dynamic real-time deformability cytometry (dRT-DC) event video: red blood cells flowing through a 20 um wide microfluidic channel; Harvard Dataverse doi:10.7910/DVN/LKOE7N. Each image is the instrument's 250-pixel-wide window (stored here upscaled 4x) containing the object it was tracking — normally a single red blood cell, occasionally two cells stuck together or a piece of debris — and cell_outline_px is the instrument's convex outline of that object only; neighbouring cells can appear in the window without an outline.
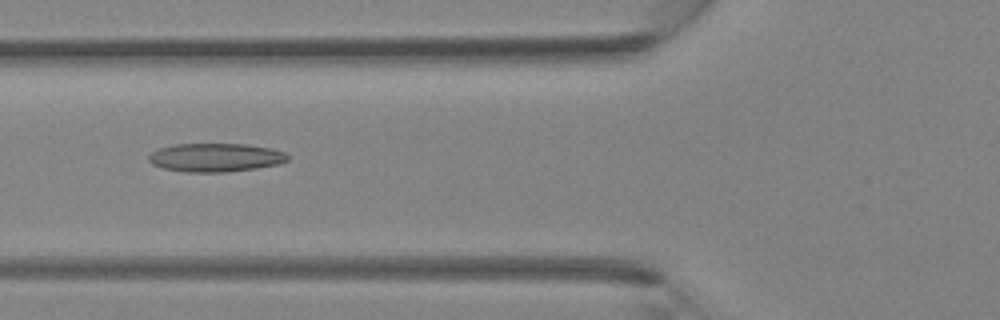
{"species": "Egyptian fruit bat (a non-hibernating species)", "species_latin": "Rousettus aegyptiacus", "temperature_condition": "room temperature", "stored_images_in_passage": 4, "camera_frame_rate_fps": 3000, "um_per_image_px": 0.085, "animal": {"sex": "female"}, "frame": {"image": 1, "passage_image": 4, "time_ms": 1.0, "image_size_px": [1000, 320], "cell_outline_px": [[288, 160], [280, 164], [256, 168], [224, 172], [184, 172], [164, 168], [152, 164], [148, 160], [148, 156], [152, 152], [160, 148], [172, 144], [244, 144], [272, 148], [284, 152], [288, 156]], "centroid_in_image_um": [18.32, 13.38], "position_along_channel_um": 107.5, "area_um2": 23.12}}